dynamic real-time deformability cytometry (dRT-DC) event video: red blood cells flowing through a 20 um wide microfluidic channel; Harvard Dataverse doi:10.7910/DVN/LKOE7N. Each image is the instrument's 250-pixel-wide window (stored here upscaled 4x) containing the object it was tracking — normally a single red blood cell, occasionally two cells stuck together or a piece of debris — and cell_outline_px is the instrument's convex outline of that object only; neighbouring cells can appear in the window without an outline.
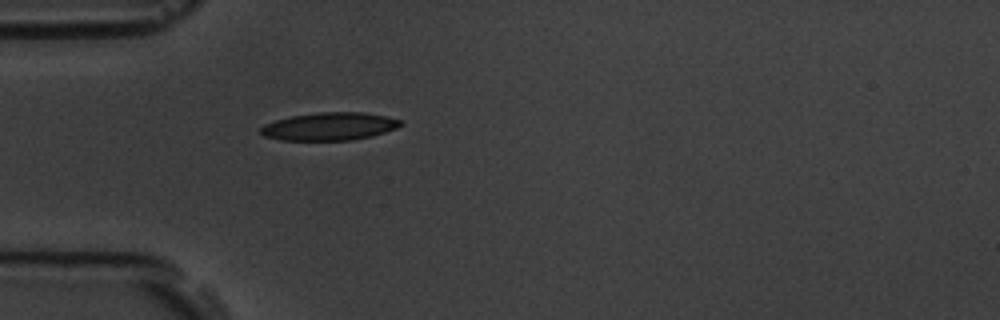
{"species": "common noctule bat (a hibernating species)", "species_latin": "Nyctalus noctula", "temperature_condition": "room temperature", "stored_images_in_passage": 1, "camera_frame_rate_fps": 3000, "um_per_image_px": 0.085, "animal": {"sex": "male", "body_mass_g": 19.5, "forearm_length_mm": 54.6}, "frame": {"image": 1, "passage_image": 1, "time_ms": 0.0, "image_size_px": [1000, 320], "cell_outline_px": [[404, 124], [396, 128], [372, 136], [352, 140], [280, 140], [264, 136], [260, 132], [260, 128], [264, 124], [276, 120], [292, 116], [320, 112], [364, 112], [384, 116], [400, 120]], "centroid_in_image_um": [27.99, 10.75], "position_along_channel_um": 57.0, "area_um2": 22.6}}